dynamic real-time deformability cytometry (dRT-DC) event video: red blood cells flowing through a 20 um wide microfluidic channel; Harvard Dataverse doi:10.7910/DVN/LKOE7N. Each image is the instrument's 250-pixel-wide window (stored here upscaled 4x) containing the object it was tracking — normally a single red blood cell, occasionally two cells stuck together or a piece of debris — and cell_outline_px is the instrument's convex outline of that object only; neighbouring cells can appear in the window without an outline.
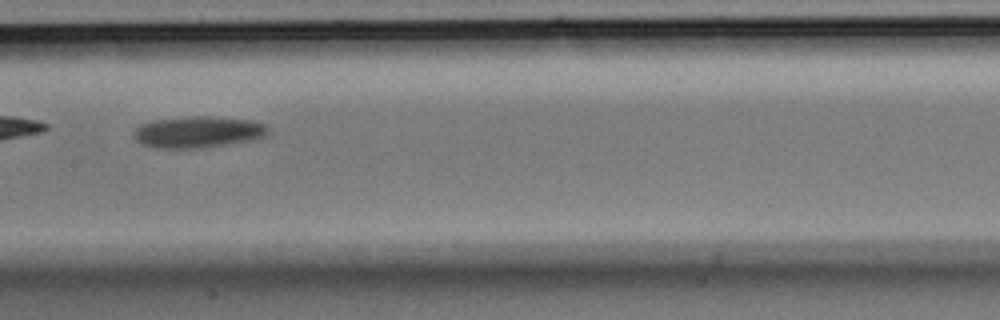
{"species": "Egyptian fruit bat (a non-hibernating species)", "species_latin": "Rousettus aegyptiacus", "temperature_condition": "room temperature", "stored_images_in_passage": 40, "camera_frame_rate_fps": 3000, "um_per_image_px": 0.085, "animal": {"sex": "male"}, "frame": {"image": 1, "passage_image": 18, "time_ms": 5.667, "image_size_px": [1000, 320], "cell_outline_px": [[268, 132], [264, 136], [252, 140], [208, 148], [156, 148], [140, 144], [136, 140], [132, 132], [140, 124], [152, 120], [192, 116], [212, 116], [252, 120], [264, 124], [268, 128]], "centroid_in_image_um": [16.81, 11.22], "position_along_channel_um": 190.6, "area_um2": 24.97}}
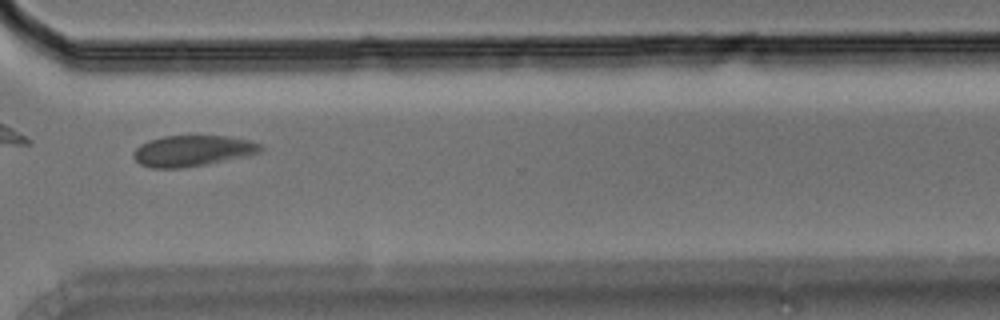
{"frame": {"image": 2, "passage_image": 29, "time_ms": 9.333, "image_size_px": [1000, 320], "cell_outline_px": [[264, 148], [260, 152], [244, 156], [184, 168], [152, 168], [140, 164], [132, 156], [132, 152], [140, 144], [148, 140], [164, 136], [228, 136], [252, 140], [260, 144]], "centroid_in_image_um": [16.34, 12.81], "position_along_channel_um": 354.3, "area_um2": 22.89}}
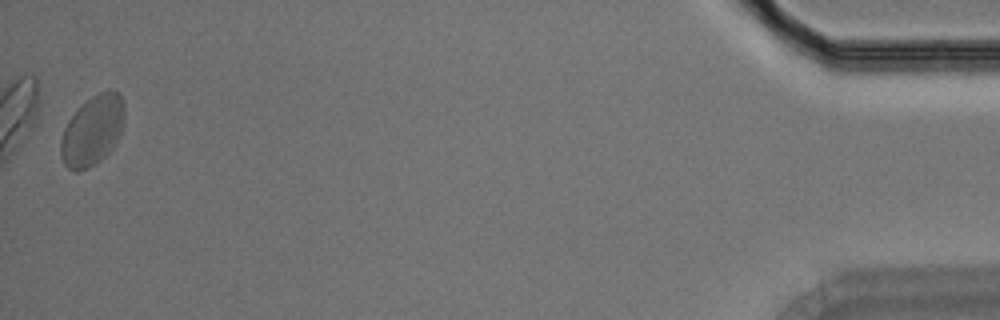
{"frame": {"image": 3, "passage_image": 40, "time_ms": 13.0, "image_size_px": [1000, 320], "cell_outline_px": [[124, 124], [116, 140], [108, 152], [100, 160], [88, 168], [76, 172], [68, 168], [64, 164], [60, 156], [60, 140], [64, 128], [68, 120], [80, 104], [92, 96], [108, 88], [112, 88], [120, 96], [124, 104]], "centroid_in_image_um": [7.83, 11.07], "position_along_channel_um": 427.4, "area_um2": 26.07}}